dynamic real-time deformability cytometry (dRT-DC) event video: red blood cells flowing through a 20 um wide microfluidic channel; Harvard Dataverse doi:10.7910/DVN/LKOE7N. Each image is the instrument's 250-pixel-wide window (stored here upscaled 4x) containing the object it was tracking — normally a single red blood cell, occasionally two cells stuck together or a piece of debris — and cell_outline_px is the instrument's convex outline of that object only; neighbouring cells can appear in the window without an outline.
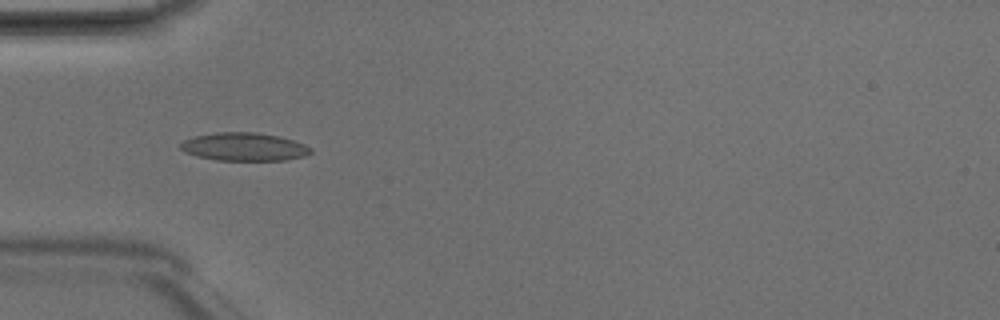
{"species": "Egyptian fruit bat (a non-hibernating species)", "species_latin": "Rousettus aegyptiacus", "temperature_condition": "room temperature", "stored_images_in_passage": 4, "camera_frame_rate_fps": 3000, "um_per_image_px": 0.085, "animal": {"sex": "male"}, "frame": {"image": 1, "passage_image": 3, "time_ms": 0.667, "image_size_px": [1000, 320], "cell_outline_px": [[312, 152], [304, 156], [288, 160], [216, 160], [196, 156], [184, 152], [180, 148], [180, 144], [184, 140], [196, 136], [216, 132], [256, 132], [276, 136], [292, 140], [304, 144], [312, 148]], "centroid_in_image_um": [20.74, 12.48], "position_along_channel_um": 64.3, "area_um2": 21.27}}